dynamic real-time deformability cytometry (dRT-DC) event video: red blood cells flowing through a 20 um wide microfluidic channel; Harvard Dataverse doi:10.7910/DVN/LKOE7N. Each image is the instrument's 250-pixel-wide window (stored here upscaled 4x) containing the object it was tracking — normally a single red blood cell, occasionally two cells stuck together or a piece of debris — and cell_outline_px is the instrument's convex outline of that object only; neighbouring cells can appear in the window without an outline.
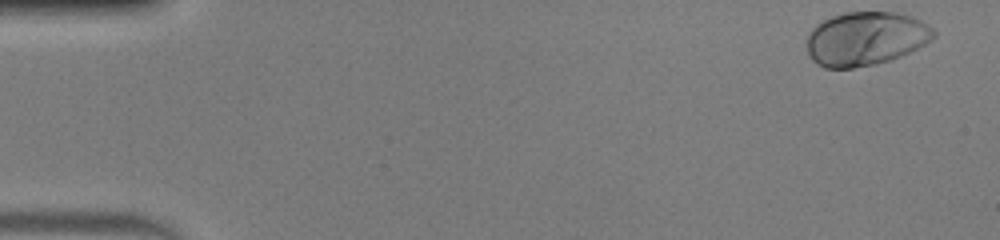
{"species": "human", "species_latin": "Homo sapiens", "temperature_condition": "warm", "stored_images_in_passage": 9, "camera_frame_rate_fps": 3000, "um_per_image_px": 0.085, "donor": {"sex": "male"}, "frame": {"image": 1, "passage_image": 1, "time_ms": 0.0, "image_size_px": [1000, 240], "cell_outline_px": [[936, 36], [932, 40], [892, 60], [876, 64], [852, 68], [824, 68], [816, 64], [812, 60], [808, 52], [808, 36], [812, 28], [816, 24], [832, 16], [844, 12], [896, 12], [912, 16], [920, 20], [932, 28], [936, 32]], "centroid_in_image_um": [73.58, 3.28], "position_along_channel_um": 11.4, "area_um2": 39.82}}